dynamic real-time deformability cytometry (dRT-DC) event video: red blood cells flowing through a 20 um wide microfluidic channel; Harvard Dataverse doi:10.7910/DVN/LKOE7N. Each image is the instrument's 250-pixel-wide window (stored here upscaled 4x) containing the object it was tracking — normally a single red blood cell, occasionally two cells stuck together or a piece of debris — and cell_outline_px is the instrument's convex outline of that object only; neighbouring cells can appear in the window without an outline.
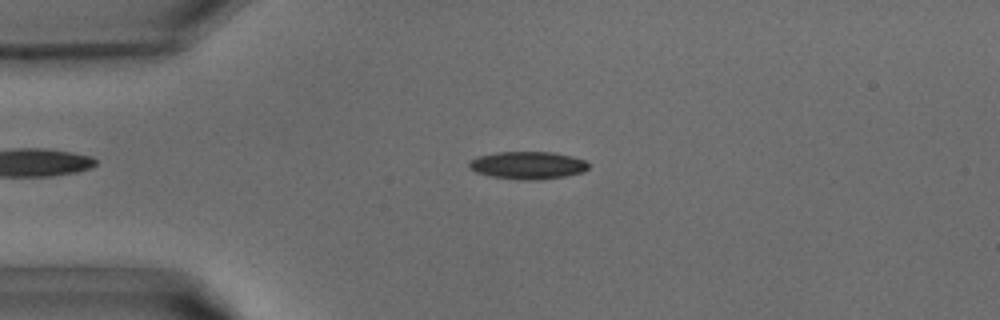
{"species": "common noctule bat (a hibernating species)", "species_latin": "Nyctalus noctula", "temperature_condition": "warm", "stored_images_in_passage": 39, "camera_frame_rate_fps": 3000, "um_per_image_px": 0.085, "animal": {"sex": "male", "body_mass_g": 15.6}, "frame": {"image": 1, "passage_image": 9, "time_ms": 2.667, "image_size_px": [1000, 320], "cell_outline_px": [[588, 168], [584, 172], [564, 176], [540, 180], [524, 180], [492, 176], [476, 172], [468, 168], [468, 164], [472, 160], [480, 156], [496, 152], [552, 152], [572, 156], [584, 160], [588, 164]], "centroid_in_image_um": [44.88, 14.05], "position_along_channel_um": 40.1, "area_um2": 19.07}}
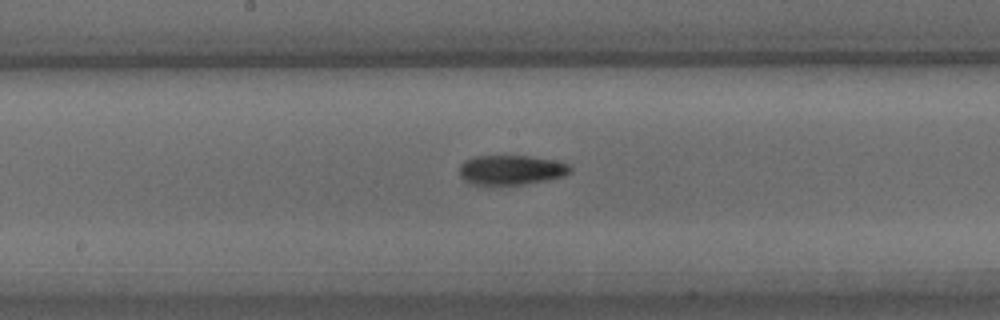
{"frame": {"image": 2, "passage_image": 20, "time_ms": 6.333, "image_size_px": [1000, 320], "cell_outline_px": [[572, 172], [564, 176], [544, 180], [520, 184], [472, 184], [464, 180], [460, 176], [460, 164], [464, 160], [472, 156], [528, 156], [556, 160], [568, 164], [572, 168]], "centroid_in_image_um": [43.44, 14.42], "position_along_channel_um": 204.8, "area_um2": 19.07}}
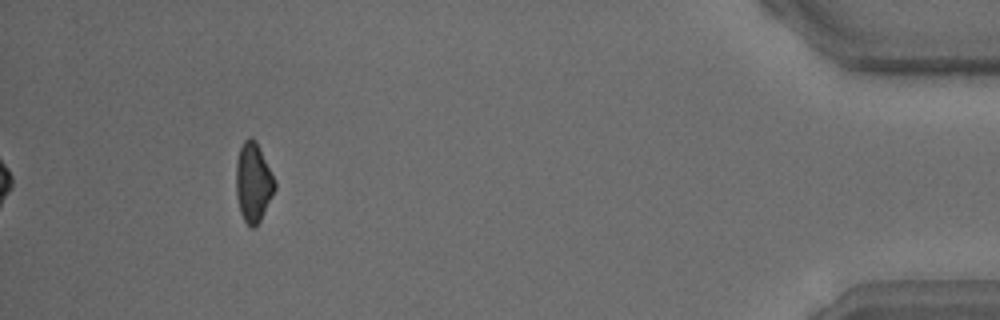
{"frame": {"image": 3, "passage_image": 36, "time_ms": 11.667, "image_size_px": [1000, 320], "cell_outline_px": [[276, 188], [256, 228], [252, 228], [244, 220], [240, 212], [236, 196], [236, 160], [240, 148], [244, 140], [248, 136], [252, 136], [256, 140], [276, 180]], "centroid_in_image_um": [21.53, 15.47], "position_along_channel_um": 413.7, "area_um2": 18.09}}